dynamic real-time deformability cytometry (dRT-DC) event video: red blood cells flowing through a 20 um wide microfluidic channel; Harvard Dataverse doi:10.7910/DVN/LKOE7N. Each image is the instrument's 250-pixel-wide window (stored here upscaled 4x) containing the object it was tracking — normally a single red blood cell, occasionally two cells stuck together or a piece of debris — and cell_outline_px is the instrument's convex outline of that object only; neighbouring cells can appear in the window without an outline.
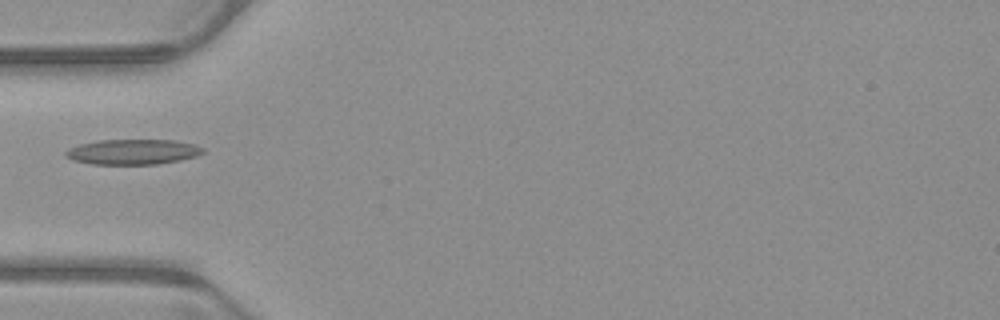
{"species": "common noctule bat (a hibernating species)", "species_latin": "Nyctalus noctula", "temperature_condition": "warm", "stored_images_in_passage": 36, "camera_frame_rate_fps": 3000, "um_per_image_px": 0.085, "animal": {"sex": "male", "body_mass_g": 23.1, "forearm_length_mm": 52.7}, "frame": {"image": 1, "passage_image": 1, "time_ms": 0.0, "image_size_px": [1000, 320], "cell_outline_px": [[204, 152], [196, 156], [180, 160], [156, 164], [92, 164], [72, 160], [64, 156], [64, 152], [68, 148], [80, 144], [96, 140], [176, 140], [196, 144], [204, 148]], "centroid_in_image_um": [11.28, 12.9], "position_along_channel_um": 73.7, "area_um2": 20.35}}